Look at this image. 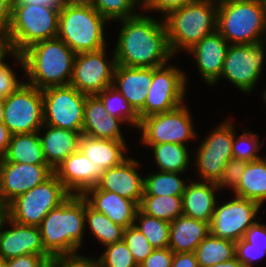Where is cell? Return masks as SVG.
I'll use <instances>...</instances> for the list:
<instances>
[{
  "label": "cell",
  "instance_id": "1",
  "mask_svg": "<svg viewBox=\"0 0 266 267\" xmlns=\"http://www.w3.org/2000/svg\"><path fill=\"white\" fill-rule=\"evenodd\" d=\"M141 13L118 20L121 23L114 53L117 65L158 68L174 55L169 47L164 19Z\"/></svg>",
  "mask_w": 266,
  "mask_h": 267
},
{
  "label": "cell",
  "instance_id": "2",
  "mask_svg": "<svg viewBox=\"0 0 266 267\" xmlns=\"http://www.w3.org/2000/svg\"><path fill=\"white\" fill-rule=\"evenodd\" d=\"M24 72L25 83L44 90L69 85L76 53L54 38L33 44L21 54L10 52Z\"/></svg>",
  "mask_w": 266,
  "mask_h": 267
},
{
  "label": "cell",
  "instance_id": "3",
  "mask_svg": "<svg viewBox=\"0 0 266 267\" xmlns=\"http://www.w3.org/2000/svg\"><path fill=\"white\" fill-rule=\"evenodd\" d=\"M44 249L53 257L80 254L84 245L85 198L70 195L38 226Z\"/></svg>",
  "mask_w": 266,
  "mask_h": 267
},
{
  "label": "cell",
  "instance_id": "4",
  "mask_svg": "<svg viewBox=\"0 0 266 267\" xmlns=\"http://www.w3.org/2000/svg\"><path fill=\"white\" fill-rule=\"evenodd\" d=\"M11 3V22L4 38L10 52L21 54L35 43L57 38L61 6Z\"/></svg>",
  "mask_w": 266,
  "mask_h": 267
},
{
  "label": "cell",
  "instance_id": "5",
  "mask_svg": "<svg viewBox=\"0 0 266 267\" xmlns=\"http://www.w3.org/2000/svg\"><path fill=\"white\" fill-rule=\"evenodd\" d=\"M172 54L187 52L205 36L217 30L218 2L198 0L170 12L163 18Z\"/></svg>",
  "mask_w": 266,
  "mask_h": 267
},
{
  "label": "cell",
  "instance_id": "6",
  "mask_svg": "<svg viewBox=\"0 0 266 267\" xmlns=\"http://www.w3.org/2000/svg\"><path fill=\"white\" fill-rule=\"evenodd\" d=\"M109 22L91 6H61L57 38L76 54L107 47L105 27Z\"/></svg>",
  "mask_w": 266,
  "mask_h": 267
},
{
  "label": "cell",
  "instance_id": "7",
  "mask_svg": "<svg viewBox=\"0 0 266 267\" xmlns=\"http://www.w3.org/2000/svg\"><path fill=\"white\" fill-rule=\"evenodd\" d=\"M217 31L229 44L265 41L266 12L257 0L219 1Z\"/></svg>",
  "mask_w": 266,
  "mask_h": 267
},
{
  "label": "cell",
  "instance_id": "8",
  "mask_svg": "<svg viewBox=\"0 0 266 267\" xmlns=\"http://www.w3.org/2000/svg\"><path fill=\"white\" fill-rule=\"evenodd\" d=\"M71 194L53 174L40 185L16 197L8 204V218L30 226H39L45 216L60 206Z\"/></svg>",
  "mask_w": 266,
  "mask_h": 267
},
{
  "label": "cell",
  "instance_id": "9",
  "mask_svg": "<svg viewBox=\"0 0 266 267\" xmlns=\"http://www.w3.org/2000/svg\"><path fill=\"white\" fill-rule=\"evenodd\" d=\"M265 51L266 40L256 44H229L222 73L212 87L224 79L241 93L251 95L262 77Z\"/></svg>",
  "mask_w": 266,
  "mask_h": 267
},
{
  "label": "cell",
  "instance_id": "10",
  "mask_svg": "<svg viewBox=\"0 0 266 267\" xmlns=\"http://www.w3.org/2000/svg\"><path fill=\"white\" fill-rule=\"evenodd\" d=\"M192 114L186 103L164 113L150 115L141 120L137 129L141 134L142 145L176 143L188 145L189 141L198 140Z\"/></svg>",
  "mask_w": 266,
  "mask_h": 267
},
{
  "label": "cell",
  "instance_id": "11",
  "mask_svg": "<svg viewBox=\"0 0 266 267\" xmlns=\"http://www.w3.org/2000/svg\"><path fill=\"white\" fill-rule=\"evenodd\" d=\"M176 65L153 68V80L144 107L138 112L140 120L150 115L171 111L185 103L188 74Z\"/></svg>",
  "mask_w": 266,
  "mask_h": 267
},
{
  "label": "cell",
  "instance_id": "12",
  "mask_svg": "<svg viewBox=\"0 0 266 267\" xmlns=\"http://www.w3.org/2000/svg\"><path fill=\"white\" fill-rule=\"evenodd\" d=\"M3 116L11 134L39 131L44 125L42 90L24 82L4 98Z\"/></svg>",
  "mask_w": 266,
  "mask_h": 267
},
{
  "label": "cell",
  "instance_id": "13",
  "mask_svg": "<svg viewBox=\"0 0 266 267\" xmlns=\"http://www.w3.org/2000/svg\"><path fill=\"white\" fill-rule=\"evenodd\" d=\"M107 50L108 47H104L98 51L76 54L69 85L87 96L98 95L112 86L117 63L114 50L111 56Z\"/></svg>",
  "mask_w": 266,
  "mask_h": 267
},
{
  "label": "cell",
  "instance_id": "14",
  "mask_svg": "<svg viewBox=\"0 0 266 267\" xmlns=\"http://www.w3.org/2000/svg\"><path fill=\"white\" fill-rule=\"evenodd\" d=\"M44 124L69 131H82L87 95L71 85L42 90Z\"/></svg>",
  "mask_w": 266,
  "mask_h": 267
},
{
  "label": "cell",
  "instance_id": "15",
  "mask_svg": "<svg viewBox=\"0 0 266 267\" xmlns=\"http://www.w3.org/2000/svg\"><path fill=\"white\" fill-rule=\"evenodd\" d=\"M257 202L233 195L224 203L217 201L210 223V234L233 242L241 240L247 229L260 219Z\"/></svg>",
  "mask_w": 266,
  "mask_h": 267
},
{
  "label": "cell",
  "instance_id": "16",
  "mask_svg": "<svg viewBox=\"0 0 266 267\" xmlns=\"http://www.w3.org/2000/svg\"><path fill=\"white\" fill-rule=\"evenodd\" d=\"M54 174L49 165L0 161V199L9 204L16 197L42 184Z\"/></svg>",
  "mask_w": 266,
  "mask_h": 267
},
{
  "label": "cell",
  "instance_id": "17",
  "mask_svg": "<svg viewBox=\"0 0 266 267\" xmlns=\"http://www.w3.org/2000/svg\"><path fill=\"white\" fill-rule=\"evenodd\" d=\"M142 165L129 156L121 164L104 170L95 187L128 198L139 206L144 194V176L138 173Z\"/></svg>",
  "mask_w": 266,
  "mask_h": 267
},
{
  "label": "cell",
  "instance_id": "18",
  "mask_svg": "<svg viewBox=\"0 0 266 267\" xmlns=\"http://www.w3.org/2000/svg\"><path fill=\"white\" fill-rule=\"evenodd\" d=\"M27 254L50 255L44 249L39 227L18 224L7 218L0 231V260Z\"/></svg>",
  "mask_w": 266,
  "mask_h": 267
},
{
  "label": "cell",
  "instance_id": "19",
  "mask_svg": "<svg viewBox=\"0 0 266 267\" xmlns=\"http://www.w3.org/2000/svg\"><path fill=\"white\" fill-rule=\"evenodd\" d=\"M228 47L229 42L216 30L186 52L195 60L200 78L209 87L220 78Z\"/></svg>",
  "mask_w": 266,
  "mask_h": 267
},
{
  "label": "cell",
  "instance_id": "20",
  "mask_svg": "<svg viewBox=\"0 0 266 267\" xmlns=\"http://www.w3.org/2000/svg\"><path fill=\"white\" fill-rule=\"evenodd\" d=\"M79 150L92 162V188L101 180L104 170L121 164L129 156L127 141L96 139L81 135Z\"/></svg>",
  "mask_w": 266,
  "mask_h": 267
},
{
  "label": "cell",
  "instance_id": "21",
  "mask_svg": "<svg viewBox=\"0 0 266 267\" xmlns=\"http://www.w3.org/2000/svg\"><path fill=\"white\" fill-rule=\"evenodd\" d=\"M152 80V67L137 68L116 65L112 86L138 113L144 107Z\"/></svg>",
  "mask_w": 266,
  "mask_h": 267
},
{
  "label": "cell",
  "instance_id": "22",
  "mask_svg": "<svg viewBox=\"0 0 266 267\" xmlns=\"http://www.w3.org/2000/svg\"><path fill=\"white\" fill-rule=\"evenodd\" d=\"M82 196L93 209L105 214L112 222L124 228L134 225L139 209L134 201L96 187L88 189Z\"/></svg>",
  "mask_w": 266,
  "mask_h": 267
},
{
  "label": "cell",
  "instance_id": "23",
  "mask_svg": "<svg viewBox=\"0 0 266 267\" xmlns=\"http://www.w3.org/2000/svg\"><path fill=\"white\" fill-rule=\"evenodd\" d=\"M190 180L183 193V215L211 223L214 209L217 204L219 187L216 183Z\"/></svg>",
  "mask_w": 266,
  "mask_h": 267
},
{
  "label": "cell",
  "instance_id": "24",
  "mask_svg": "<svg viewBox=\"0 0 266 267\" xmlns=\"http://www.w3.org/2000/svg\"><path fill=\"white\" fill-rule=\"evenodd\" d=\"M38 133L44 157L53 170L69 155L79 150L82 131H69L44 124Z\"/></svg>",
  "mask_w": 266,
  "mask_h": 267
},
{
  "label": "cell",
  "instance_id": "25",
  "mask_svg": "<svg viewBox=\"0 0 266 267\" xmlns=\"http://www.w3.org/2000/svg\"><path fill=\"white\" fill-rule=\"evenodd\" d=\"M93 169L92 162L78 150L58 165L54 174L71 195H83L92 188Z\"/></svg>",
  "mask_w": 266,
  "mask_h": 267
},
{
  "label": "cell",
  "instance_id": "26",
  "mask_svg": "<svg viewBox=\"0 0 266 267\" xmlns=\"http://www.w3.org/2000/svg\"><path fill=\"white\" fill-rule=\"evenodd\" d=\"M209 234L210 223L181 215L170 222L168 247L174 253L195 252Z\"/></svg>",
  "mask_w": 266,
  "mask_h": 267
},
{
  "label": "cell",
  "instance_id": "27",
  "mask_svg": "<svg viewBox=\"0 0 266 267\" xmlns=\"http://www.w3.org/2000/svg\"><path fill=\"white\" fill-rule=\"evenodd\" d=\"M2 159L6 162L48 165L38 131L27 134H12Z\"/></svg>",
  "mask_w": 266,
  "mask_h": 267
},
{
  "label": "cell",
  "instance_id": "28",
  "mask_svg": "<svg viewBox=\"0 0 266 267\" xmlns=\"http://www.w3.org/2000/svg\"><path fill=\"white\" fill-rule=\"evenodd\" d=\"M235 196L259 203L266 202V158L248 162L237 187Z\"/></svg>",
  "mask_w": 266,
  "mask_h": 267
},
{
  "label": "cell",
  "instance_id": "29",
  "mask_svg": "<svg viewBox=\"0 0 266 267\" xmlns=\"http://www.w3.org/2000/svg\"><path fill=\"white\" fill-rule=\"evenodd\" d=\"M150 147L158 171L186 173L193 164L189 146L176 143L142 145Z\"/></svg>",
  "mask_w": 266,
  "mask_h": 267
},
{
  "label": "cell",
  "instance_id": "30",
  "mask_svg": "<svg viewBox=\"0 0 266 267\" xmlns=\"http://www.w3.org/2000/svg\"><path fill=\"white\" fill-rule=\"evenodd\" d=\"M266 256V224L259 220L250 226L244 237L236 242L235 257L246 267H255V263Z\"/></svg>",
  "mask_w": 266,
  "mask_h": 267
},
{
  "label": "cell",
  "instance_id": "31",
  "mask_svg": "<svg viewBox=\"0 0 266 267\" xmlns=\"http://www.w3.org/2000/svg\"><path fill=\"white\" fill-rule=\"evenodd\" d=\"M87 228L103 247L122 241L125 231L123 226L112 222L105 214L93 209L85 199V229Z\"/></svg>",
  "mask_w": 266,
  "mask_h": 267
},
{
  "label": "cell",
  "instance_id": "32",
  "mask_svg": "<svg viewBox=\"0 0 266 267\" xmlns=\"http://www.w3.org/2000/svg\"><path fill=\"white\" fill-rule=\"evenodd\" d=\"M235 127V122L229 117L220 121L208 135L204 136L194 154L232 155L233 138L237 129Z\"/></svg>",
  "mask_w": 266,
  "mask_h": 267
},
{
  "label": "cell",
  "instance_id": "33",
  "mask_svg": "<svg viewBox=\"0 0 266 267\" xmlns=\"http://www.w3.org/2000/svg\"><path fill=\"white\" fill-rule=\"evenodd\" d=\"M155 172L144 176V194L153 196H183L188 184L181 174L177 172Z\"/></svg>",
  "mask_w": 266,
  "mask_h": 267
},
{
  "label": "cell",
  "instance_id": "34",
  "mask_svg": "<svg viewBox=\"0 0 266 267\" xmlns=\"http://www.w3.org/2000/svg\"><path fill=\"white\" fill-rule=\"evenodd\" d=\"M199 267H208L235 258L236 243L209 234L195 250Z\"/></svg>",
  "mask_w": 266,
  "mask_h": 267
},
{
  "label": "cell",
  "instance_id": "35",
  "mask_svg": "<svg viewBox=\"0 0 266 267\" xmlns=\"http://www.w3.org/2000/svg\"><path fill=\"white\" fill-rule=\"evenodd\" d=\"M139 210L154 218L172 222L183 215L182 196L143 195L138 206Z\"/></svg>",
  "mask_w": 266,
  "mask_h": 267
},
{
  "label": "cell",
  "instance_id": "36",
  "mask_svg": "<svg viewBox=\"0 0 266 267\" xmlns=\"http://www.w3.org/2000/svg\"><path fill=\"white\" fill-rule=\"evenodd\" d=\"M104 104L106 112L123 120L133 130H137L141 120L138 113L126 101V98L113 86H109L97 95Z\"/></svg>",
  "mask_w": 266,
  "mask_h": 267
},
{
  "label": "cell",
  "instance_id": "37",
  "mask_svg": "<svg viewBox=\"0 0 266 267\" xmlns=\"http://www.w3.org/2000/svg\"><path fill=\"white\" fill-rule=\"evenodd\" d=\"M134 225L155 249L168 247L170 222L150 217L138 209Z\"/></svg>",
  "mask_w": 266,
  "mask_h": 267
},
{
  "label": "cell",
  "instance_id": "38",
  "mask_svg": "<svg viewBox=\"0 0 266 267\" xmlns=\"http://www.w3.org/2000/svg\"><path fill=\"white\" fill-rule=\"evenodd\" d=\"M93 7L110 23L134 17L141 10V0H94Z\"/></svg>",
  "mask_w": 266,
  "mask_h": 267
},
{
  "label": "cell",
  "instance_id": "39",
  "mask_svg": "<svg viewBox=\"0 0 266 267\" xmlns=\"http://www.w3.org/2000/svg\"><path fill=\"white\" fill-rule=\"evenodd\" d=\"M193 166L197 170L199 181L217 183L222 175L227 162L233 158L232 155L216 154H193Z\"/></svg>",
  "mask_w": 266,
  "mask_h": 267
},
{
  "label": "cell",
  "instance_id": "40",
  "mask_svg": "<svg viewBox=\"0 0 266 267\" xmlns=\"http://www.w3.org/2000/svg\"><path fill=\"white\" fill-rule=\"evenodd\" d=\"M124 124L123 120L108 114L100 122H83L82 134L96 139L126 141L121 129Z\"/></svg>",
  "mask_w": 266,
  "mask_h": 267
},
{
  "label": "cell",
  "instance_id": "41",
  "mask_svg": "<svg viewBox=\"0 0 266 267\" xmlns=\"http://www.w3.org/2000/svg\"><path fill=\"white\" fill-rule=\"evenodd\" d=\"M258 133H252L244 129L243 133L238 135L234 133L232 144V156L234 159L251 162L263 158L258 152L262 151L265 142L260 141Z\"/></svg>",
  "mask_w": 266,
  "mask_h": 267
},
{
  "label": "cell",
  "instance_id": "42",
  "mask_svg": "<svg viewBox=\"0 0 266 267\" xmlns=\"http://www.w3.org/2000/svg\"><path fill=\"white\" fill-rule=\"evenodd\" d=\"M103 248L98 256L100 267H139L124 240Z\"/></svg>",
  "mask_w": 266,
  "mask_h": 267
},
{
  "label": "cell",
  "instance_id": "43",
  "mask_svg": "<svg viewBox=\"0 0 266 267\" xmlns=\"http://www.w3.org/2000/svg\"><path fill=\"white\" fill-rule=\"evenodd\" d=\"M123 240L127 244L138 265L155 249L135 225L125 228Z\"/></svg>",
  "mask_w": 266,
  "mask_h": 267
},
{
  "label": "cell",
  "instance_id": "44",
  "mask_svg": "<svg viewBox=\"0 0 266 267\" xmlns=\"http://www.w3.org/2000/svg\"><path fill=\"white\" fill-rule=\"evenodd\" d=\"M9 56L10 51L0 60V97L3 98L15 92L25 82L18 78L13 66H9L10 63L6 61Z\"/></svg>",
  "mask_w": 266,
  "mask_h": 267
},
{
  "label": "cell",
  "instance_id": "45",
  "mask_svg": "<svg viewBox=\"0 0 266 267\" xmlns=\"http://www.w3.org/2000/svg\"><path fill=\"white\" fill-rule=\"evenodd\" d=\"M247 163L234 158L230 159L223 169L220 180L216 183L219 190L223 191V189L228 190L229 188L233 191L237 187Z\"/></svg>",
  "mask_w": 266,
  "mask_h": 267
},
{
  "label": "cell",
  "instance_id": "46",
  "mask_svg": "<svg viewBox=\"0 0 266 267\" xmlns=\"http://www.w3.org/2000/svg\"><path fill=\"white\" fill-rule=\"evenodd\" d=\"M198 0H141V10L148 13H159L162 18L166 17L170 12L180 9Z\"/></svg>",
  "mask_w": 266,
  "mask_h": 267
},
{
  "label": "cell",
  "instance_id": "47",
  "mask_svg": "<svg viewBox=\"0 0 266 267\" xmlns=\"http://www.w3.org/2000/svg\"><path fill=\"white\" fill-rule=\"evenodd\" d=\"M87 256L84 254L58 256L53 258L50 267H100L97 256L96 258Z\"/></svg>",
  "mask_w": 266,
  "mask_h": 267
},
{
  "label": "cell",
  "instance_id": "48",
  "mask_svg": "<svg viewBox=\"0 0 266 267\" xmlns=\"http://www.w3.org/2000/svg\"><path fill=\"white\" fill-rule=\"evenodd\" d=\"M51 255L27 254L3 261L4 267H50Z\"/></svg>",
  "mask_w": 266,
  "mask_h": 267
},
{
  "label": "cell",
  "instance_id": "49",
  "mask_svg": "<svg viewBox=\"0 0 266 267\" xmlns=\"http://www.w3.org/2000/svg\"><path fill=\"white\" fill-rule=\"evenodd\" d=\"M108 113L97 95L87 96L84 105L83 122H100Z\"/></svg>",
  "mask_w": 266,
  "mask_h": 267
},
{
  "label": "cell",
  "instance_id": "50",
  "mask_svg": "<svg viewBox=\"0 0 266 267\" xmlns=\"http://www.w3.org/2000/svg\"><path fill=\"white\" fill-rule=\"evenodd\" d=\"M174 252L169 248H157L139 264V267H172Z\"/></svg>",
  "mask_w": 266,
  "mask_h": 267
},
{
  "label": "cell",
  "instance_id": "51",
  "mask_svg": "<svg viewBox=\"0 0 266 267\" xmlns=\"http://www.w3.org/2000/svg\"><path fill=\"white\" fill-rule=\"evenodd\" d=\"M11 0H0V37L5 38L11 22Z\"/></svg>",
  "mask_w": 266,
  "mask_h": 267
},
{
  "label": "cell",
  "instance_id": "52",
  "mask_svg": "<svg viewBox=\"0 0 266 267\" xmlns=\"http://www.w3.org/2000/svg\"><path fill=\"white\" fill-rule=\"evenodd\" d=\"M172 267H199L194 252L174 253Z\"/></svg>",
  "mask_w": 266,
  "mask_h": 267
},
{
  "label": "cell",
  "instance_id": "53",
  "mask_svg": "<svg viewBox=\"0 0 266 267\" xmlns=\"http://www.w3.org/2000/svg\"><path fill=\"white\" fill-rule=\"evenodd\" d=\"M11 135L7 126L4 123H0V158H3L7 151Z\"/></svg>",
  "mask_w": 266,
  "mask_h": 267
},
{
  "label": "cell",
  "instance_id": "54",
  "mask_svg": "<svg viewBox=\"0 0 266 267\" xmlns=\"http://www.w3.org/2000/svg\"><path fill=\"white\" fill-rule=\"evenodd\" d=\"M62 6H91L93 7L94 0H60Z\"/></svg>",
  "mask_w": 266,
  "mask_h": 267
},
{
  "label": "cell",
  "instance_id": "55",
  "mask_svg": "<svg viewBox=\"0 0 266 267\" xmlns=\"http://www.w3.org/2000/svg\"><path fill=\"white\" fill-rule=\"evenodd\" d=\"M11 2H28L36 5L62 6L60 0H11Z\"/></svg>",
  "mask_w": 266,
  "mask_h": 267
},
{
  "label": "cell",
  "instance_id": "56",
  "mask_svg": "<svg viewBox=\"0 0 266 267\" xmlns=\"http://www.w3.org/2000/svg\"><path fill=\"white\" fill-rule=\"evenodd\" d=\"M208 267H246V266L235 257L223 263H217Z\"/></svg>",
  "mask_w": 266,
  "mask_h": 267
},
{
  "label": "cell",
  "instance_id": "57",
  "mask_svg": "<svg viewBox=\"0 0 266 267\" xmlns=\"http://www.w3.org/2000/svg\"><path fill=\"white\" fill-rule=\"evenodd\" d=\"M7 218H8V205L5 204L0 199V231Z\"/></svg>",
  "mask_w": 266,
  "mask_h": 267
},
{
  "label": "cell",
  "instance_id": "58",
  "mask_svg": "<svg viewBox=\"0 0 266 267\" xmlns=\"http://www.w3.org/2000/svg\"><path fill=\"white\" fill-rule=\"evenodd\" d=\"M9 52L4 38L0 37V60Z\"/></svg>",
  "mask_w": 266,
  "mask_h": 267
},
{
  "label": "cell",
  "instance_id": "59",
  "mask_svg": "<svg viewBox=\"0 0 266 267\" xmlns=\"http://www.w3.org/2000/svg\"><path fill=\"white\" fill-rule=\"evenodd\" d=\"M4 98L0 97V123H4Z\"/></svg>",
  "mask_w": 266,
  "mask_h": 267
},
{
  "label": "cell",
  "instance_id": "60",
  "mask_svg": "<svg viewBox=\"0 0 266 267\" xmlns=\"http://www.w3.org/2000/svg\"><path fill=\"white\" fill-rule=\"evenodd\" d=\"M260 95L262 96L261 98H262L263 103L266 104V88L263 89V92Z\"/></svg>",
  "mask_w": 266,
  "mask_h": 267
},
{
  "label": "cell",
  "instance_id": "61",
  "mask_svg": "<svg viewBox=\"0 0 266 267\" xmlns=\"http://www.w3.org/2000/svg\"><path fill=\"white\" fill-rule=\"evenodd\" d=\"M257 1L263 7V9L266 12V0H257Z\"/></svg>",
  "mask_w": 266,
  "mask_h": 267
},
{
  "label": "cell",
  "instance_id": "62",
  "mask_svg": "<svg viewBox=\"0 0 266 267\" xmlns=\"http://www.w3.org/2000/svg\"><path fill=\"white\" fill-rule=\"evenodd\" d=\"M0 267H4V266H3V261H2V260H0Z\"/></svg>",
  "mask_w": 266,
  "mask_h": 267
}]
</instances>
